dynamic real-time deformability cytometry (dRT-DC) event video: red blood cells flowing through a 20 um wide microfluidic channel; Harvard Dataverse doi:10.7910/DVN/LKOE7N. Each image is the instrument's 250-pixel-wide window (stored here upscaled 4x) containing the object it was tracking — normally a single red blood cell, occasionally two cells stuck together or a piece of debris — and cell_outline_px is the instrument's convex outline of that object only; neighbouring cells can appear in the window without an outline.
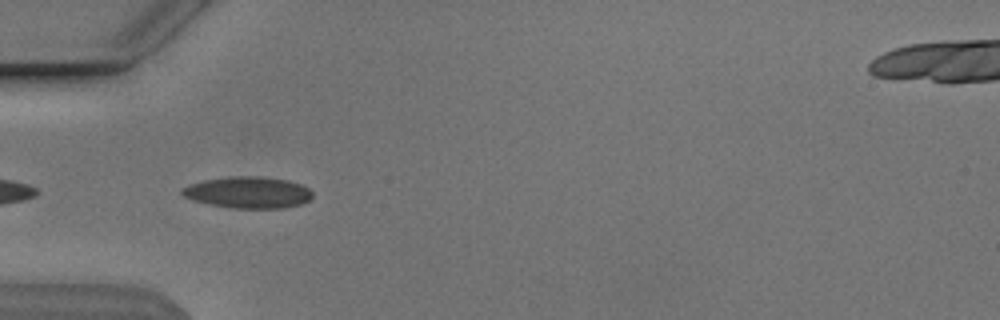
{"species": "Egyptian fruit bat (a non-hibernating species)", "species_latin": "Rousettus aegyptiacus", "temperature_condition": "cold", "stored_images_in_passage": 38, "camera_frame_rate_fps": 3000, "um_per_image_px": 0.085, "animal": {"sex": "male"}, "frame": {"image": 1, "passage_image": 2, "time_ms": 0.333, "image_size_px": [1000, 320], "cell_outline_px": [[312, 196], [308, 200], [300, 204], [284, 208], [232, 208], [208, 204], [192, 200], [184, 196], [180, 192], [184, 188], [192, 184], [204, 180], [228, 176], [260, 176], [288, 180], [300, 184], [308, 188], [312, 192]], "centroid_in_image_um": [21.09, 16.35], "position_along_channel_um": 63.9, "area_um2": 23.87}}
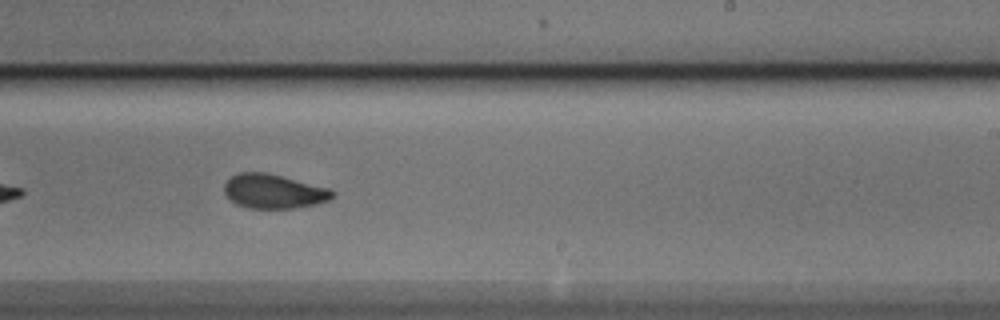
{"frame": {"image": 2, "passage_image": 18, "time_ms": 5.667, "image_size_px": [1000, 320], "cell_outline_px": [[336, 196], [328, 200], [316, 204], [292, 208], [248, 208], [236, 204], [224, 192], [224, 184], [232, 176], [240, 172], [268, 172], [332, 188], [336, 192]], "centroid_in_image_um": [23.32, 16.25], "position_along_channel_um": 265.7, "area_um2": 21.85}}
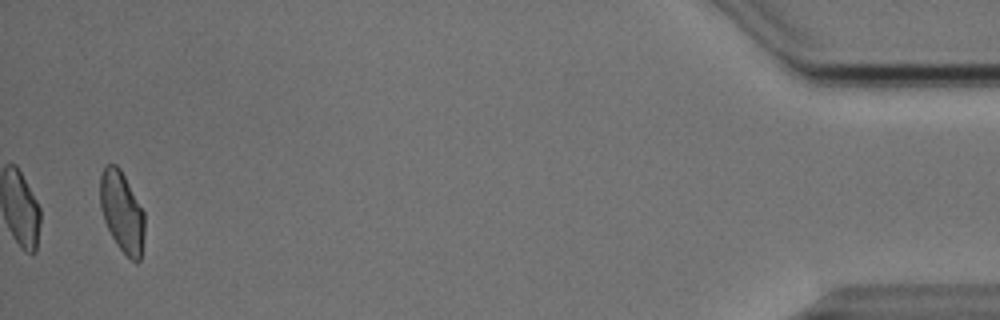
{"frame": {"image": 3, "passage_image": 37, "time_ms": 12.0, "image_size_px": [1000, 320], "cell_outline_px": [[144, 232], [140, 260], [136, 264], [116, 244], [104, 220], [100, 208], [100, 172], [108, 164], [116, 164], [120, 168], [144, 212]], "centroid_in_image_um": [10.35, 18.0], "position_along_channel_um": 424.8, "area_um2": 20.75}, "authors_computed_cell_mechanics": {"area_um2": 21.9351, "velocity_mm_per_s": 3.8239, "shape_relaxation_time_tau1_ms": 5.4484, "shape_relaxation_time_tau2_ms": 1.5597, "deformation_change_tau1": 0.1208, "deformation_change_tau2": 0.0677}}